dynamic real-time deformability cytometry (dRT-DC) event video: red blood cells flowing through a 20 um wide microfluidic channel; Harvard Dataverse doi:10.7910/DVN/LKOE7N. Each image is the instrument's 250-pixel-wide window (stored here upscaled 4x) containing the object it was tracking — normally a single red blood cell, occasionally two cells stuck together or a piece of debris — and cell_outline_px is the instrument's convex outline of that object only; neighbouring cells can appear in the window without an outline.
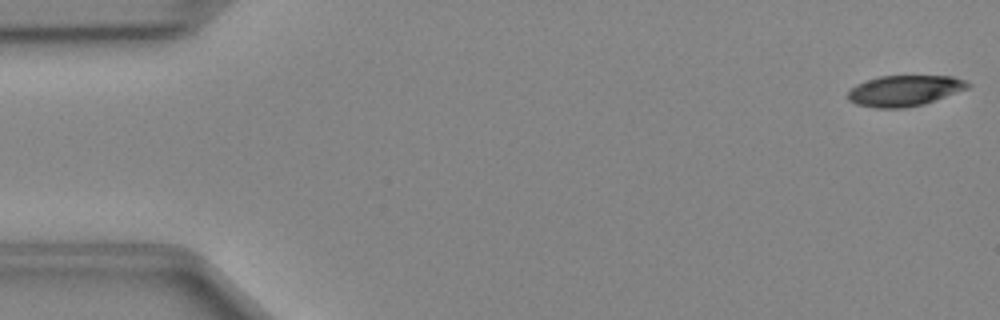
{"species": "Egyptian fruit bat (a non-hibernating species)", "species_latin": "Rousettus aegyptiacus", "temperature_condition": "cold", "stored_images_in_passage": 48, "camera_frame_rate_fps": 3000, "um_per_image_px": 0.085, "animal": {"sex": "female"}, "frame": {"image": 1, "passage_image": 1, "time_ms": 0.0, "image_size_px": [1000, 320], "cell_outline_px": [[972, 84], [968, 88], [924, 104], [904, 108], [876, 108], [856, 104], [848, 100], [848, 92], [856, 84], [880, 76], [952, 76], [964, 80]], "centroid_in_image_um": [76.88, 7.71], "position_along_channel_um": 8.1, "area_um2": 21.39}}
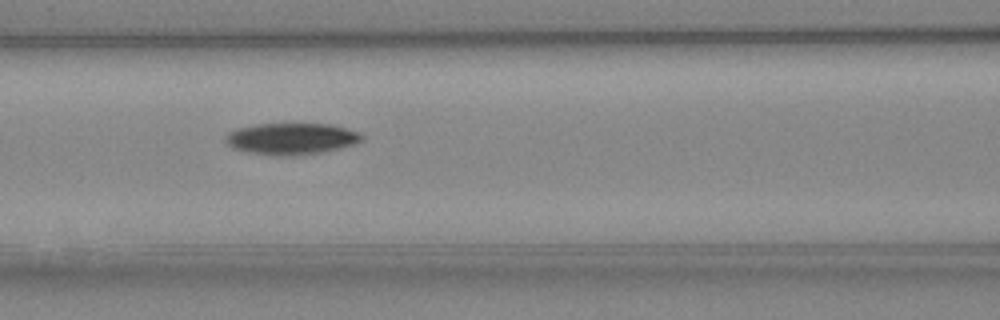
{"frame": {"image": 2, "passage_image": 20, "time_ms": 6.333, "image_size_px": [1000, 320], "cell_outline_px": [[364, 136], [360, 140], [352, 144], [340, 148], [324, 152], [292, 156], [276, 156], [248, 152], [232, 148], [224, 140], [224, 136], [228, 132], [236, 128], [256, 124], [332, 124], [360, 132]], "centroid_in_image_um": [24.73, 11.79], "position_along_channel_um": 141.9, "area_um2": 25.2}}
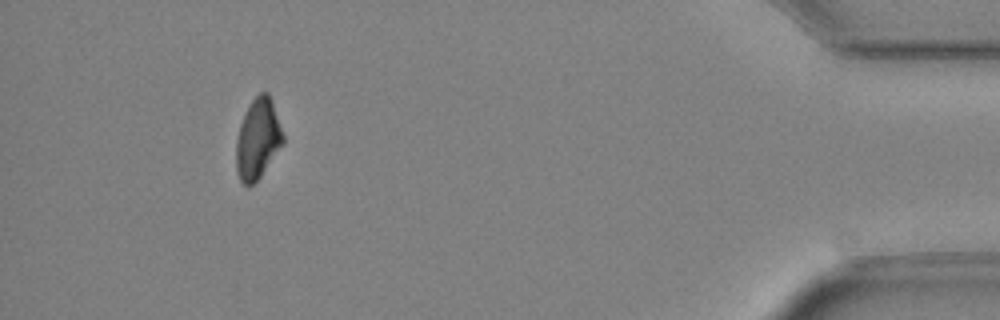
{"frame": {"image": 3, "passage_image": 44, "time_ms": 14.333, "image_size_px": [1000, 320], "cell_outline_px": [[284, 144], [260, 176], [252, 184], [244, 184], [240, 180], [236, 172], [236, 140], [240, 124], [252, 100], [260, 92], [268, 92], [272, 100], [284, 136]], "centroid_in_image_um": [21.92, 11.8], "position_along_channel_um": 413.3, "area_um2": 21.73}}